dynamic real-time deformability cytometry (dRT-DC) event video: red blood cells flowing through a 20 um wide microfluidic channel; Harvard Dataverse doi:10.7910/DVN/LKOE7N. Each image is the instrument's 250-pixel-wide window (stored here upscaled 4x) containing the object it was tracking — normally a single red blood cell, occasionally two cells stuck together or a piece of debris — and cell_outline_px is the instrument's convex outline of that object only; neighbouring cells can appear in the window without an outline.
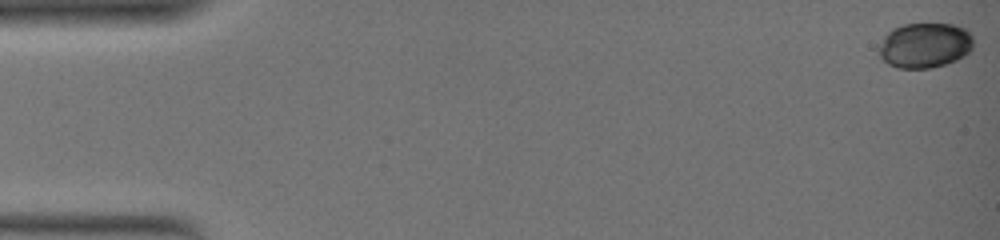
{"species": "common noctule bat (a hibernating species)", "species_latin": "Nyctalus noctula", "temperature_condition": "warm", "stored_images_in_passage": 69, "camera_frame_rate_fps": 3000, "um_per_image_px": 0.085, "animal": {"sex": "female", "body_mass_g": 19.0, "forearm_length_mm": 51.5}, "frame": {"image": 1, "passage_image": 1, "time_ms": 0.0, "image_size_px": [1000, 240], "cell_outline_px": [[972, 48], [964, 56], [956, 60], [932, 68], [896, 68], [888, 64], [880, 56], [880, 48], [884, 36], [892, 28], [904, 24], [952, 24], [964, 28], [972, 36]], "centroid_in_image_um": [78.61, 3.85], "position_along_channel_um": 6.4, "area_um2": 24.68}}
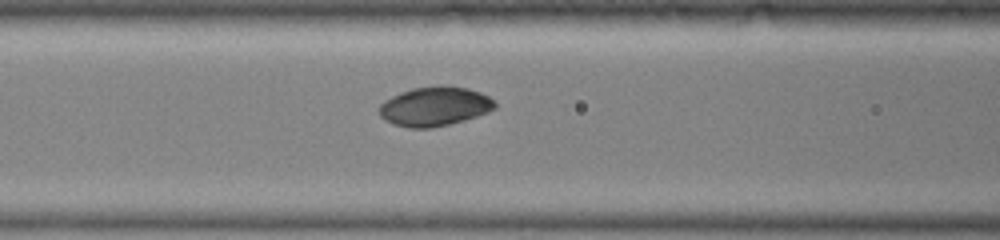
{"frame": {"image": 2, "passage_image": 32, "time_ms": 10.333, "image_size_px": [1000, 240], "cell_outline_px": [[496, 108], [488, 112], [464, 120], [448, 124], [428, 128], [408, 128], [392, 124], [384, 120], [380, 116], [376, 108], [384, 100], [400, 92], [412, 88], [440, 84], [448, 84], [468, 88], [480, 92], [488, 96], [496, 104]], "centroid_in_image_um": [36.9, 9.02], "position_along_channel_um": 129.7, "area_um2": 26.93}}
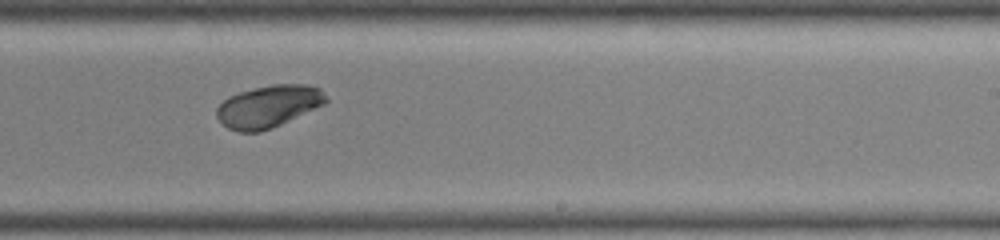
{"frame": {"image": 3, "passage_image": 47, "time_ms": 15.333, "image_size_px": [1000, 240], "cell_outline_px": [[328, 100], [324, 104], [272, 128], [260, 132], [236, 132], [228, 128], [216, 116], [216, 108], [228, 96], [240, 92], [272, 84], [308, 84], [320, 88], [328, 96]], "centroid_in_image_um": [22.83, 9.04], "position_along_channel_um": 266.2, "area_um2": 26.82}, "authors_computed_cell_mechanics": {"area_um2": 26.5302, "velocity_mm_per_s": 2.7412, "shape_relaxation_time_tau1_ms": 1.8098, "shape_relaxation_time_tau2_ms": null, "deformation_change_tau1": 0.0618, "deformation_change_tau2": null}}